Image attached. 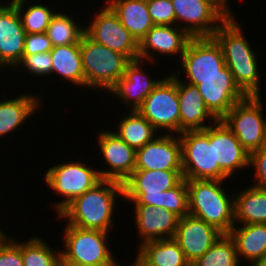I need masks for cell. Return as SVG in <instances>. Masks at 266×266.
<instances>
[{
	"label": "cell",
	"mask_w": 266,
	"mask_h": 266,
	"mask_svg": "<svg viewBox=\"0 0 266 266\" xmlns=\"http://www.w3.org/2000/svg\"><path fill=\"white\" fill-rule=\"evenodd\" d=\"M116 197L124 199L123 183L102 179L83 195L73 199L55 216L60 221L67 220L68 225L110 232L114 225L116 201L118 202Z\"/></svg>",
	"instance_id": "1"
},
{
	"label": "cell",
	"mask_w": 266,
	"mask_h": 266,
	"mask_svg": "<svg viewBox=\"0 0 266 266\" xmlns=\"http://www.w3.org/2000/svg\"><path fill=\"white\" fill-rule=\"evenodd\" d=\"M243 31L236 17L232 16L218 27L212 37L220 45L226 66L240 90L246 96H261L262 73L259 71L257 54Z\"/></svg>",
	"instance_id": "2"
},
{
	"label": "cell",
	"mask_w": 266,
	"mask_h": 266,
	"mask_svg": "<svg viewBox=\"0 0 266 266\" xmlns=\"http://www.w3.org/2000/svg\"><path fill=\"white\" fill-rule=\"evenodd\" d=\"M224 182L227 180H186L189 214L229 234L235 225L234 194L230 198Z\"/></svg>",
	"instance_id": "3"
},
{
	"label": "cell",
	"mask_w": 266,
	"mask_h": 266,
	"mask_svg": "<svg viewBox=\"0 0 266 266\" xmlns=\"http://www.w3.org/2000/svg\"><path fill=\"white\" fill-rule=\"evenodd\" d=\"M80 50L86 88L94 91L99 88L108 92L130 62L125 55L94 42L86 34L81 38Z\"/></svg>",
	"instance_id": "4"
},
{
	"label": "cell",
	"mask_w": 266,
	"mask_h": 266,
	"mask_svg": "<svg viewBox=\"0 0 266 266\" xmlns=\"http://www.w3.org/2000/svg\"><path fill=\"white\" fill-rule=\"evenodd\" d=\"M64 227L61 260L66 264L100 265L116 259L107 244L110 243L109 232L68 224Z\"/></svg>",
	"instance_id": "5"
},
{
	"label": "cell",
	"mask_w": 266,
	"mask_h": 266,
	"mask_svg": "<svg viewBox=\"0 0 266 266\" xmlns=\"http://www.w3.org/2000/svg\"><path fill=\"white\" fill-rule=\"evenodd\" d=\"M91 165L88 167L87 163L78 159V161L56 164L44 172L45 185L63 197L62 201L54 202L56 215L73 199L83 195L102 180L99 170L96 166L95 169L91 168Z\"/></svg>",
	"instance_id": "6"
},
{
	"label": "cell",
	"mask_w": 266,
	"mask_h": 266,
	"mask_svg": "<svg viewBox=\"0 0 266 266\" xmlns=\"http://www.w3.org/2000/svg\"><path fill=\"white\" fill-rule=\"evenodd\" d=\"M137 111L160 134H180V110L177 94V75L171 73L158 83ZM164 132V133H163Z\"/></svg>",
	"instance_id": "7"
},
{
	"label": "cell",
	"mask_w": 266,
	"mask_h": 266,
	"mask_svg": "<svg viewBox=\"0 0 266 266\" xmlns=\"http://www.w3.org/2000/svg\"><path fill=\"white\" fill-rule=\"evenodd\" d=\"M261 96H247L221 119L250 154L266 146V116Z\"/></svg>",
	"instance_id": "8"
},
{
	"label": "cell",
	"mask_w": 266,
	"mask_h": 266,
	"mask_svg": "<svg viewBox=\"0 0 266 266\" xmlns=\"http://www.w3.org/2000/svg\"><path fill=\"white\" fill-rule=\"evenodd\" d=\"M180 64L181 70L176 69L173 73L177 76L182 73L185 78L233 76L226 66L220 45L213 37L191 38Z\"/></svg>",
	"instance_id": "9"
},
{
	"label": "cell",
	"mask_w": 266,
	"mask_h": 266,
	"mask_svg": "<svg viewBox=\"0 0 266 266\" xmlns=\"http://www.w3.org/2000/svg\"><path fill=\"white\" fill-rule=\"evenodd\" d=\"M95 12L85 34L94 42L125 55L130 61L139 59V42L123 26L118 16L105 4Z\"/></svg>",
	"instance_id": "10"
},
{
	"label": "cell",
	"mask_w": 266,
	"mask_h": 266,
	"mask_svg": "<svg viewBox=\"0 0 266 266\" xmlns=\"http://www.w3.org/2000/svg\"><path fill=\"white\" fill-rule=\"evenodd\" d=\"M210 144H213L214 180H229L249 167L250 154L226 124L217 120L210 125Z\"/></svg>",
	"instance_id": "11"
},
{
	"label": "cell",
	"mask_w": 266,
	"mask_h": 266,
	"mask_svg": "<svg viewBox=\"0 0 266 266\" xmlns=\"http://www.w3.org/2000/svg\"><path fill=\"white\" fill-rule=\"evenodd\" d=\"M182 179V171L134 170L123 183V200L162 208L163 191L175 187Z\"/></svg>",
	"instance_id": "12"
},
{
	"label": "cell",
	"mask_w": 266,
	"mask_h": 266,
	"mask_svg": "<svg viewBox=\"0 0 266 266\" xmlns=\"http://www.w3.org/2000/svg\"><path fill=\"white\" fill-rule=\"evenodd\" d=\"M171 1L176 15V25L191 38L212 37L228 18L212 0Z\"/></svg>",
	"instance_id": "13"
},
{
	"label": "cell",
	"mask_w": 266,
	"mask_h": 266,
	"mask_svg": "<svg viewBox=\"0 0 266 266\" xmlns=\"http://www.w3.org/2000/svg\"><path fill=\"white\" fill-rule=\"evenodd\" d=\"M178 137L181 142L183 178L214 180V154L213 144H210V126L204 130L182 132Z\"/></svg>",
	"instance_id": "14"
},
{
	"label": "cell",
	"mask_w": 266,
	"mask_h": 266,
	"mask_svg": "<svg viewBox=\"0 0 266 266\" xmlns=\"http://www.w3.org/2000/svg\"><path fill=\"white\" fill-rule=\"evenodd\" d=\"M96 143H98L99 154L102 155L105 164L103 170L99 169L102 179L113 180L124 183L135 170L136 150L128 146L112 130L98 131Z\"/></svg>",
	"instance_id": "15"
},
{
	"label": "cell",
	"mask_w": 266,
	"mask_h": 266,
	"mask_svg": "<svg viewBox=\"0 0 266 266\" xmlns=\"http://www.w3.org/2000/svg\"><path fill=\"white\" fill-rule=\"evenodd\" d=\"M186 80L182 78V81L197 86L206 107L218 120L222 119L236 103L247 97L235 83L233 76L186 78Z\"/></svg>",
	"instance_id": "16"
},
{
	"label": "cell",
	"mask_w": 266,
	"mask_h": 266,
	"mask_svg": "<svg viewBox=\"0 0 266 266\" xmlns=\"http://www.w3.org/2000/svg\"><path fill=\"white\" fill-rule=\"evenodd\" d=\"M135 170L182 171L181 142L177 134L159 133L136 150Z\"/></svg>",
	"instance_id": "17"
},
{
	"label": "cell",
	"mask_w": 266,
	"mask_h": 266,
	"mask_svg": "<svg viewBox=\"0 0 266 266\" xmlns=\"http://www.w3.org/2000/svg\"><path fill=\"white\" fill-rule=\"evenodd\" d=\"M144 60H131L124 71V75L117 80L108 93L123 103L130 111L137 110L145 100V98L153 91V89L162 80L161 78L152 79L150 75L145 73Z\"/></svg>",
	"instance_id": "18"
},
{
	"label": "cell",
	"mask_w": 266,
	"mask_h": 266,
	"mask_svg": "<svg viewBox=\"0 0 266 266\" xmlns=\"http://www.w3.org/2000/svg\"><path fill=\"white\" fill-rule=\"evenodd\" d=\"M190 39L177 25H154L139 42V59L149 64L157 61L159 54L181 59Z\"/></svg>",
	"instance_id": "19"
},
{
	"label": "cell",
	"mask_w": 266,
	"mask_h": 266,
	"mask_svg": "<svg viewBox=\"0 0 266 266\" xmlns=\"http://www.w3.org/2000/svg\"><path fill=\"white\" fill-rule=\"evenodd\" d=\"M221 235L220 231L204 220L188 214L179 219L173 239L191 264L207 252Z\"/></svg>",
	"instance_id": "20"
},
{
	"label": "cell",
	"mask_w": 266,
	"mask_h": 266,
	"mask_svg": "<svg viewBox=\"0 0 266 266\" xmlns=\"http://www.w3.org/2000/svg\"><path fill=\"white\" fill-rule=\"evenodd\" d=\"M4 2L0 0V58L14 69L22 60L27 33L16 7Z\"/></svg>",
	"instance_id": "21"
},
{
	"label": "cell",
	"mask_w": 266,
	"mask_h": 266,
	"mask_svg": "<svg viewBox=\"0 0 266 266\" xmlns=\"http://www.w3.org/2000/svg\"><path fill=\"white\" fill-rule=\"evenodd\" d=\"M134 223L141 245L147 241L174 238L180 217L175 213L152 205L134 204Z\"/></svg>",
	"instance_id": "22"
},
{
	"label": "cell",
	"mask_w": 266,
	"mask_h": 266,
	"mask_svg": "<svg viewBox=\"0 0 266 266\" xmlns=\"http://www.w3.org/2000/svg\"><path fill=\"white\" fill-rule=\"evenodd\" d=\"M180 77L181 76H177L180 133L185 131L204 130L218 119L206 107L197 86L182 81ZM206 122H208V124Z\"/></svg>",
	"instance_id": "23"
},
{
	"label": "cell",
	"mask_w": 266,
	"mask_h": 266,
	"mask_svg": "<svg viewBox=\"0 0 266 266\" xmlns=\"http://www.w3.org/2000/svg\"><path fill=\"white\" fill-rule=\"evenodd\" d=\"M42 95H34L28 93H22L21 95H15V98H7L4 100L0 99V139L7 137V134L14 133V131H19L21 126L27 120L33 117V114L38 113L41 110V97ZM37 111V112H36Z\"/></svg>",
	"instance_id": "24"
},
{
	"label": "cell",
	"mask_w": 266,
	"mask_h": 266,
	"mask_svg": "<svg viewBox=\"0 0 266 266\" xmlns=\"http://www.w3.org/2000/svg\"><path fill=\"white\" fill-rule=\"evenodd\" d=\"M137 248L135 266H190L173 238L147 241Z\"/></svg>",
	"instance_id": "25"
},
{
	"label": "cell",
	"mask_w": 266,
	"mask_h": 266,
	"mask_svg": "<svg viewBox=\"0 0 266 266\" xmlns=\"http://www.w3.org/2000/svg\"><path fill=\"white\" fill-rule=\"evenodd\" d=\"M123 26L140 42L154 26L147 0H105Z\"/></svg>",
	"instance_id": "26"
},
{
	"label": "cell",
	"mask_w": 266,
	"mask_h": 266,
	"mask_svg": "<svg viewBox=\"0 0 266 266\" xmlns=\"http://www.w3.org/2000/svg\"><path fill=\"white\" fill-rule=\"evenodd\" d=\"M52 59V75L63 78L75 86L86 87L85 75L82 64L80 43L54 46L50 51Z\"/></svg>",
	"instance_id": "27"
},
{
	"label": "cell",
	"mask_w": 266,
	"mask_h": 266,
	"mask_svg": "<svg viewBox=\"0 0 266 266\" xmlns=\"http://www.w3.org/2000/svg\"><path fill=\"white\" fill-rule=\"evenodd\" d=\"M235 224L229 232L234 240L241 263L247 260L252 265L266 254V224Z\"/></svg>",
	"instance_id": "28"
},
{
	"label": "cell",
	"mask_w": 266,
	"mask_h": 266,
	"mask_svg": "<svg viewBox=\"0 0 266 266\" xmlns=\"http://www.w3.org/2000/svg\"><path fill=\"white\" fill-rule=\"evenodd\" d=\"M234 211L235 224H266V191L252 185L242 188L234 194Z\"/></svg>",
	"instance_id": "29"
},
{
	"label": "cell",
	"mask_w": 266,
	"mask_h": 266,
	"mask_svg": "<svg viewBox=\"0 0 266 266\" xmlns=\"http://www.w3.org/2000/svg\"><path fill=\"white\" fill-rule=\"evenodd\" d=\"M117 128L112 131L128 146L138 150L152 141L159 133L153 125L137 110L129 111L117 123Z\"/></svg>",
	"instance_id": "30"
},
{
	"label": "cell",
	"mask_w": 266,
	"mask_h": 266,
	"mask_svg": "<svg viewBox=\"0 0 266 266\" xmlns=\"http://www.w3.org/2000/svg\"><path fill=\"white\" fill-rule=\"evenodd\" d=\"M68 15L65 12L57 11L48 25L46 34L53 47L80 43L85 34L84 23L81 25L71 15Z\"/></svg>",
	"instance_id": "31"
},
{
	"label": "cell",
	"mask_w": 266,
	"mask_h": 266,
	"mask_svg": "<svg viewBox=\"0 0 266 266\" xmlns=\"http://www.w3.org/2000/svg\"><path fill=\"white\" fill-rule=\"evenodd\" d=\"M28 0H10L16 7L23 28L26 33H43L46 32L48 25L55 15L56 11L51 10L49 6L44 3H31L28 5ZM27 3V4H26ZM25 7V8H24Z\"/></svg>",
	"instance_id": "32"
},
{
	"label": "cell",
	"mask_w": 266,
	"mask_h": 266,
	"mask_svg": "<svg viewBox=\"0 0 266 266\" xmlns=\"http://www.w3.org/2000/svg\"><path fill=\"white\" fill-rule=\"evenodd\" d=\"M236 245L229 234H222L200 258L190 266H240Z\"/></svg>",
	"instance_id": "33"
},
{
	"label": "cell",
	"mask_w": 266,
	"mask_h": 266,
	"mask_svg": "<svg viewBox=\"0 0 266 266\" xmlns=\"http://www.w3.org/2000/svg\"><path fill=\"white\" fill-rule=\"evenodd\" d=\"M46 242L37 235L21 242L23 266H56L60 262L61 249L53 250Z\"/></svg>",
	"instance_id": "34"
},
{
	"label": "cell",
	"mask_w": 266,
	"mask_h": 266,
	"mask_svg": "<svg viewBox=\"0 0 266 266\" xmlns=\"http://www.w3.org/2000/svg\"><path fill=\"white\" fill-rule=\"evenodd\" d=\"M162 208L175 213L180 218L189 214L186 179L183 178L175 187L163 191Z\"/></svg>",
	"instance_id": "35"
},
{
	"label": "cell",
	"mask_w": 266,
	"mask_h": 266,
	"mask_svg": "<svg viewBox=\"0 0 266 266\" xmlns=\"http://www.w3.org/2000/svg\"><path fill=\"white\" fill-rule=\"evenodd\" d=\"M25 69L35 77H47L51 76L52 59L50 52L35 53L33 55H23L22 60L14 68L15 70L20 68Z\"/></svg>",
	"instance_id": "36"
},
{
	"label": "cell",
	"mask_w": 266,
	"mask_h": 266,
	"mask_svg": "<svg viewBox=\"0 0 266 266\" xmlns=\"http://www.w3.org/2000/svg\"><path fill=\"white\" fill-rule=\"evenodd\" d=\"M154 25H176V15L171 0H147Z\"/></svg>",
	"instance_id": "37"
},
{
	"label": "cell",
	"mask_w": 266,
	"mask_h": 266,
	"mask_svg": "<svg viewBox=\"0 0 266 266\" xmlns=\"http://www.w3.org/2000/svg\"><path fill=\"white\" fill-rule=\"evenodd\" d=\"M6 235L0 241V266H23L21 241Z\"/></svg>",
	"instance_id": "38"
},
{
	"label": "cell",
	"mask_w": 266,
	"mask_h": 266,
	"mask_svg": "<svg viewBox=\"0 0 266 266\" xmlns=\"http://www.w3.org/2000/svg\"><path fill=\"white\" fill-rule=\"evenodd\" d=\"M249 166L255 170L252 186L266 191V146L250 153Z\"/></svg>",
	"instance_id": "39"
},
{
	"label": "cell",
	"mask_w": 266,
	"mask_h": 266,
	"mask_svg": "<svg viewBox=\"0 0 266 266\" xmlns=\"http://www.w3.org/2000/svg\"><path fill=\"white\" fill-rule=\"evenodd\" d=\"M52 48L53 45L46 32L27 33L25 37L23 55H33L35 53L50 52Z\"/></svg>",
	"instance_id": "40"
},
{
	"label": "cell",
	"mask_w": 266,
	"mask_h": 266,
	"mask_svg": "<svg viewBox=\"0 0 266 266\" xmlns=\"http://www.w3.org/2000/svg\"><path fill=\"white\" fill-rule=\"evenodd\" d=\"M228 17L235 16L232 13V9L228 6V0H212Z\"/></svg>",
	"instance_id": "41"
},
{
	"label": "cell",
	"mask_w": 266,
	"mask_h": 266,
	"mask_svg": "<svg viewBox=\"0 0 266 266\" xmlns=\"http://www.w3.org/2000/svg\"><path fill=\"white\" fill-rule=\"evenodd\" d=\"M117 261L118 260L115 259L114 261H112L110 263L100 264V265H89V264H69V265H71V266H123L122 264H119Z\"/></svg>",
	"instance_id": "42"
},
{
	"label": "cell",
	"mask_w": 266,
	"mask_h": 266,
	"mask_svg": "<svg viewBox=\"0 0 266 266\" xmlns=\"http://www.w3.org/2000/svg\"><path fill=\"white\" fill-rule=\"evenodd\" d=\"M250 266H266V254H265L262 258L256 260V261H255L252 265H250Z\"/></svg>",
	"instance_id": "43"
},
{
	"label": "cell",
	"mask_w": 266,
	"mask_h": 266,
	"mask_svg": "<svg viewBox=\"0 0 266 266\" xmlns=\"http://www.w3.org/2000/svg\"><path fill=\"white\" fill-rule=\"evenodd\" d=\"M0 68L2 71H3V68L4 69L7 68L8 70H10L9 67L3 62L1 58H0Z\"/></svg>",
	"instance_id": "44"
},
{
	"label": "cell",
	"mask_w": 266,
	"mask_h": 266,
	"mask_svg": "<svg viewBox=\"0 0 266 266\" xmlns=\"http://www.w3.org/2000/svg\"><path fill=\"white\" fill-rule=\"evenodd\" d=\"M6 232H4L0 227V241L6 236Z\"/></svg>",
	"instance_id": "45"
},
{
	"label": "cell",
	"mask_w": 266,
	"mask_h": 266,
	"mask_svg": "<svg viewBox=\"0 0 266 266\" xmlns=\"http://www.w3.org/2000/svg\"><path fill=\"white\" fill-rule=\"evenodd\" d=\"M56 266H71V265L66 264L65 262H63L62 260H60V262Z\"/></svg>",
	"instance_id": "46"
}]
</instances>
